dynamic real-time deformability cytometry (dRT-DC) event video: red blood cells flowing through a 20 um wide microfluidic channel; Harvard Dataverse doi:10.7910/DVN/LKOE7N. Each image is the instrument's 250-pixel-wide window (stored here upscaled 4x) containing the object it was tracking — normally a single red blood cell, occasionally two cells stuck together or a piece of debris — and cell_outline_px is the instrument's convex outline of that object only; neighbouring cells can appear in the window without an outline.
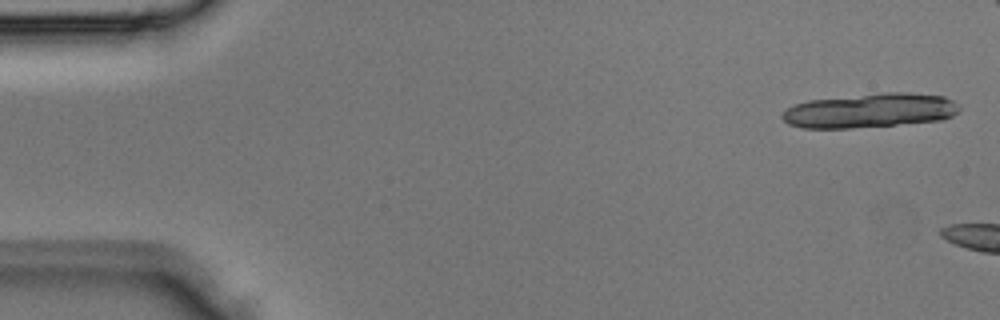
{"species": "Egyptian fruit bat (a non-hibernating species)", "species_latin": "Rousettus aegyptiacus", "temperature_condition": "room temperature", "stored_images_in_passage": 4, "camera_frame_rate_fps": 3000, "um_per_image_px": 0.085, "animal": {"sex": "male"}, "frame": {"image": 1, "passage_image": 1, "time_ms": 0.0, "image_size_px": [1000, 320], "cell_outline_px": [[960, 112], [952, 116], [940, 120], [896, 124], [848, 128], [804, 128], [788, 124], [780, 116], [788, 108], [796, 104], [808, 100], [884, 92], [908, 92], [944, 96], [960, 104]], "centroid_in_image_um": [73.98, 9.38], "position_along_channel_um": 11.0, "area_um2": 35.37}}